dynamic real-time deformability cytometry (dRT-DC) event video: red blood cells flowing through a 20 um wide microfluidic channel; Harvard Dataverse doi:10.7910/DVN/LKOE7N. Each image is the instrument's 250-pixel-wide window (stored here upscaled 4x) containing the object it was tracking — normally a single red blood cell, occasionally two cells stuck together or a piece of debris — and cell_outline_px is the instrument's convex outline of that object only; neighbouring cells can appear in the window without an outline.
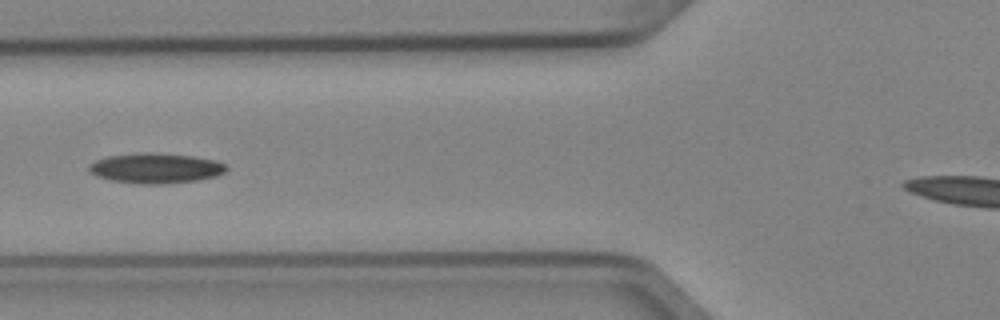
{"species": "Egyptian fruit bat (a non-hibernating species)", "species_latin": "Rousettus aegyptiacus", "temperature_condition": "cold", "stored_images_in_passage": 4, "camera_frame_rate_fps": 3000, "um_per_image_px": 0.085, "animal": {"sex": "female"}, "frame": {"image": 1, "passage_image": 4, "time_ms": 1.0, "image_size_px": [1000, 320], "cell_outline_px": [[228, 168], [224, 172], [216, 176], [196, 180], [164, 184], [140, 184], [112, 180], [96, 176], [88, 168], [88, 164], [96, 160], [108, 156], [144, 152], [192, 156], [216, 160], [224, 164]], "centroid_in_image_um": [13.23, 14.3], "position_along_channel_um": 112.6, "area_um2": 23.93}}